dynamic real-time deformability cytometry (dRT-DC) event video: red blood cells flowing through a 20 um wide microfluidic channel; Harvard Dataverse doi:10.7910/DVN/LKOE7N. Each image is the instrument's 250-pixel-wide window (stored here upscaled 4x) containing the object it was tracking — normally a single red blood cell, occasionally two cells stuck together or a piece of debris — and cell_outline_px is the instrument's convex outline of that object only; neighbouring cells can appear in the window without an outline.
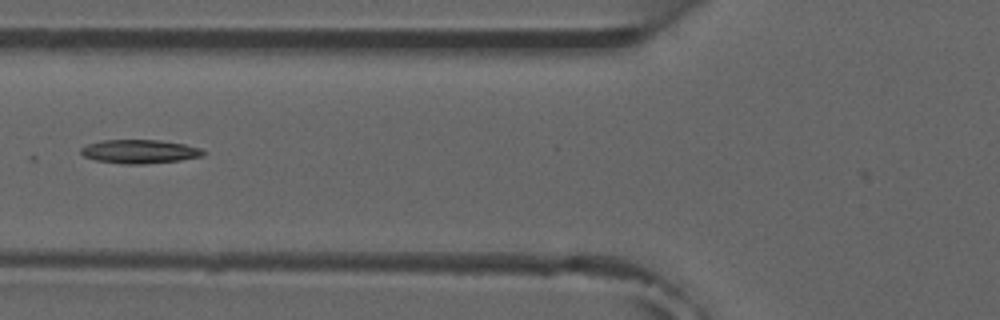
{"species": "common noctule bat (a hibernating species)", "species_latin": "Nyctalus noctula", "temperature_condition": "room temperature", "stored_images_in_passage": 6, "camera_frame_rate_fps": 3000, "um_per_image_px": 0.085, "animal": {"sex": "male", "forearm_length_mm": 52.5}, "frame": {"image": 1, "passage_image": 6, "time_ms": 6.0, "image_size_px": [1000, 320], "cell_outline_px": [[208, 152], [204, 156], [180, 160], [144, 164], [124, 164], [96, 160], [84, 156], [80, 152], [80, 148], [88, 144], [100, 140], [160, 140], [184, 144], [200, 148]], "centroid_in_image_um": [11.89, 12.88], "position_along_channel_um": 113.9, "area_um2": 16.99}}